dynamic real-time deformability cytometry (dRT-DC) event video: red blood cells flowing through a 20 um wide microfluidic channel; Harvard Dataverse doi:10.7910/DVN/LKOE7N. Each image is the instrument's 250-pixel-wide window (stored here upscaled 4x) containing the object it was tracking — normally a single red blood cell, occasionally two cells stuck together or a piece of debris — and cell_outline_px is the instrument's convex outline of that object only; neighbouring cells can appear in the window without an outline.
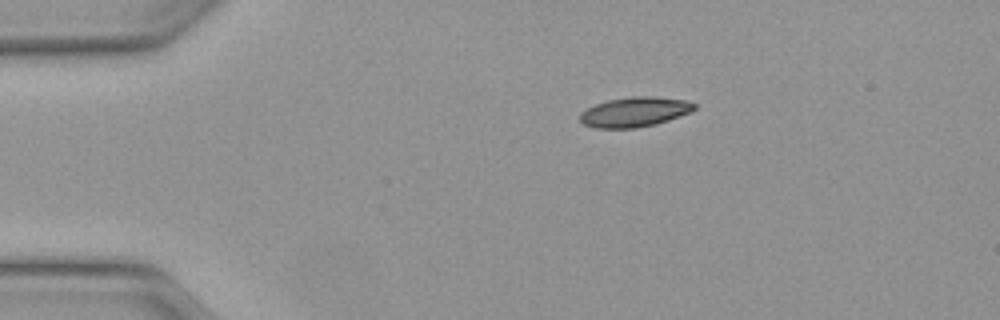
{"species": "Egyptian fruit bat (a non-hibernating species)", "species_latin": "Rousettus aegyptiacus", "temperature_condition": "warm", "stored_images_in_passage": 41, "camera_frame_rate_fps": 3000, "um_per_image_px": 0.085, "animal": {"sex": "female"}, "frame": {"image": 1, "passage_image": 1, "time_ms": 0.0, "image_size_px": [1000, 320], "cell_outline_px": [[696, 108], [692, 112], [656, 124], [636, 128], [596, 128], [584, 124], [580, 120], [580, 112], [596, 104], [608, 100], [636, 96], [652, 96], [684, 100], [696, 104]], "centroid_in_image_um": [53.96, 9.52], "position_along_channel_um": 31.0, "area_um2": 19.77}}
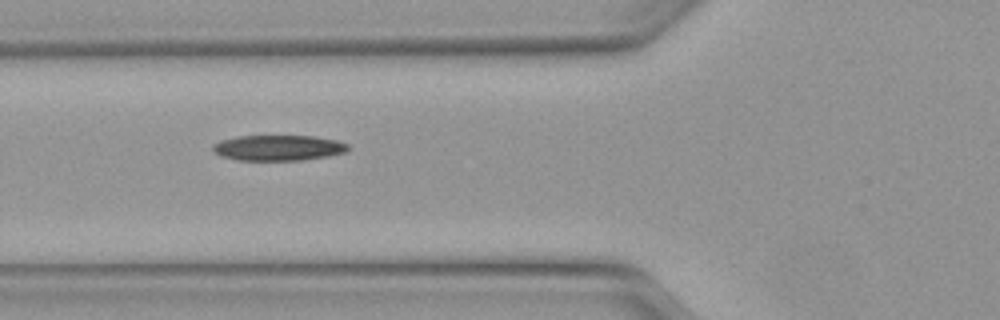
{"frame": {"image": 2, "passage_image": 10, "time_ms": 3.0, "image_size_px": [1000, 320], "cell_outline_px": [[348, 148], [344, 152], [328, 156], [304, 160], [236, 160], [220, 156], [212, 152], [212, 144], [220, 140], [236, 136], [312, 136], [336, 140], [348, 144]], "centroid_in_image_um": [23.58, 12.57], "position_along_channel_um": 102.2, "area_um2": 20.23}}
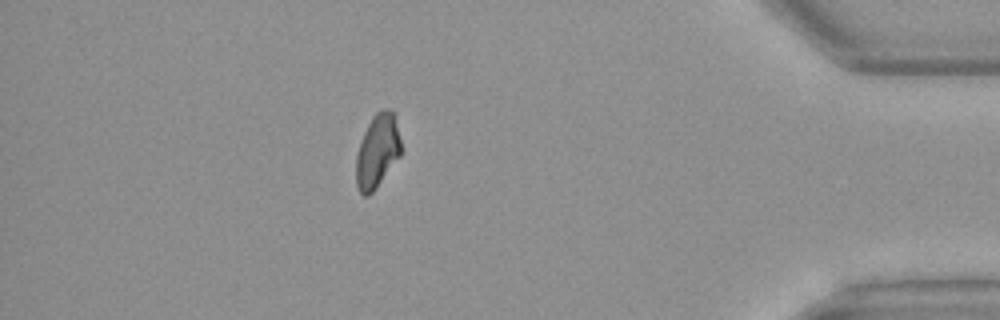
{"frame": {"image": 3, "passage_image": 35, "time_ms": 11.333, "image_size_px": [1000, 320], "cell_outline_px": [[400, 156], [376, 188], [368, 196], [364, 196], [360, 192], [356, 184], [356, 156], [364, 132], [372, 116], [376, 112], [384, 108], [388, 108], [396, 112], [400, 140]], "centroid_in_image_um": [32.09, 12.8], "position_along_channel_um": 403.1, "area_um2": 19.36}, "authors_computed_cell_mechanics": {"area_um2": 20.0566, "velocity_mm_per_s": 4.1465, "shape_relaxation_time_tau1_ms": null, "shape_relaxation_time_tau2_ms": 4.7887, "deformation_change_tau1": null, "deformation_change_tau2": 0.1201}}